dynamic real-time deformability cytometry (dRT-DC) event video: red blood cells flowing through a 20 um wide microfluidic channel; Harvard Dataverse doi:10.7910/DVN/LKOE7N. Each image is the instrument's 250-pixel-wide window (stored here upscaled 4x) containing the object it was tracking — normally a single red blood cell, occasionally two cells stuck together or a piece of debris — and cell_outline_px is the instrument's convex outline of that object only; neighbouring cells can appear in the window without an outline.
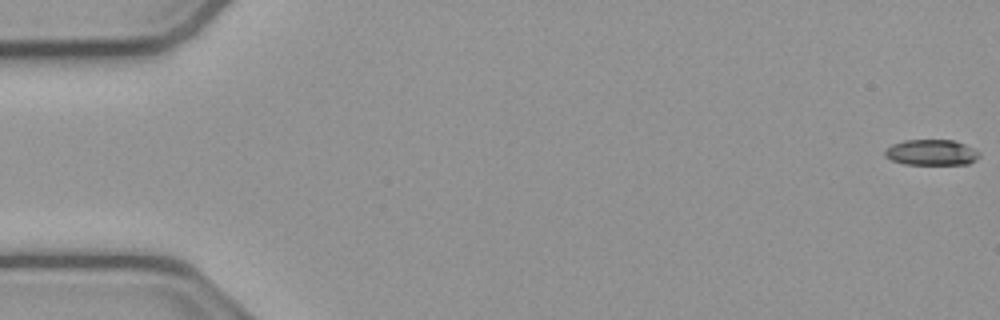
{"species": "common noctule bat (a hibernating species)", "species_latin": "Nyctalus noctula", "temperature_condition": "cold", "stored_images_in_passage": 55, "camera_frame_rate_fps": 3000, "um_per_image_px": 0.085, "animal": {"sex": "male", "body_mass_g": 23.1, "forearm_length_mm": 52.7}, "frame": {"image": 1, "passage_image": 1, "time_ms": 0.0, "image_size_px": [1000, 320], "cell_outline_px": [[980, 156], [976, 160], [968, 164], [904, 164], [892, 160], [884, 156], [884, 152], [892, 144], [904, 140], [952, 140], [964, 144], [980, 152]], "centroid_in_image_um": [79.18, 12.96], "position_along_channel_um": 5.8, "area_um2": 14.1}}
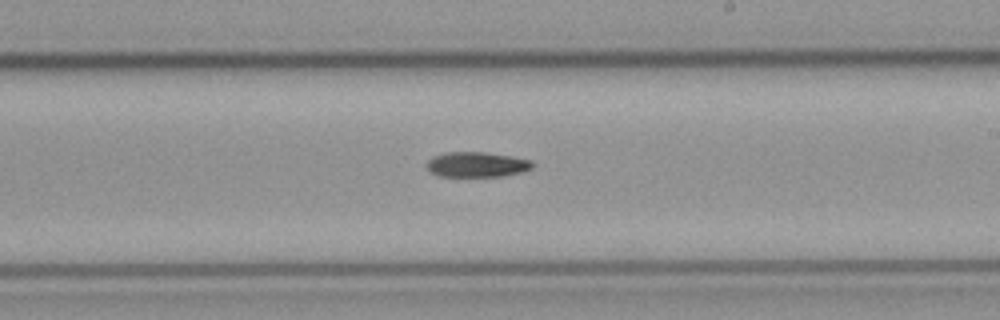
{"frame": {"image": 2, "passage_image": 32, "time_ms": 10.333, "image_size_px": [1000, 320], "cell_outline_px": [[532, 168], [524, 172], [504, 176], [436, 176], [428, 172], [424, 164], [432, 156], [448, 152], [484, 152], [532, 160]], "centroid_in_image_um": [40.46, 13.99], "position_along_channel_um": 248.5, "area_um2": 15.66}}
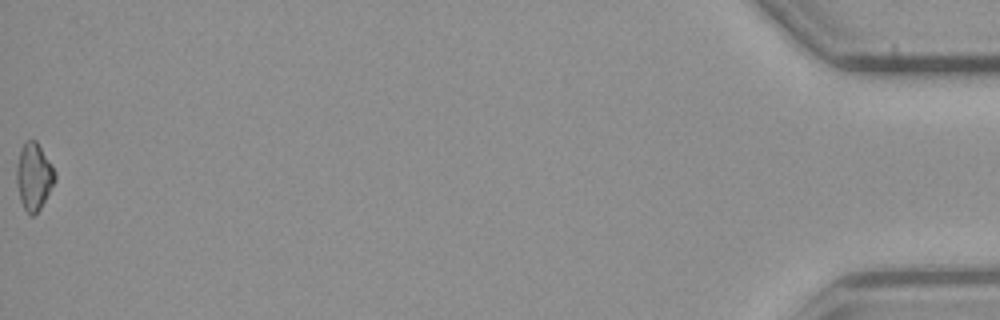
{"frame": {"image": 3, "passage_image": 55, "time_ms": 18.0, "image_size_px": [1000, 320], "cell_outline_px": [[56, 180], [40, 208], [32, 216], [28, 216], [20, 200], [16, 180], [16, 168], [20, 148], [28, 140], [36, 140], [52, 164], [56, 172]], "centroid_in_image_um": [2.88, 15.0], "position_along_channel_um": 432.3, "area_um2": 15.03}}